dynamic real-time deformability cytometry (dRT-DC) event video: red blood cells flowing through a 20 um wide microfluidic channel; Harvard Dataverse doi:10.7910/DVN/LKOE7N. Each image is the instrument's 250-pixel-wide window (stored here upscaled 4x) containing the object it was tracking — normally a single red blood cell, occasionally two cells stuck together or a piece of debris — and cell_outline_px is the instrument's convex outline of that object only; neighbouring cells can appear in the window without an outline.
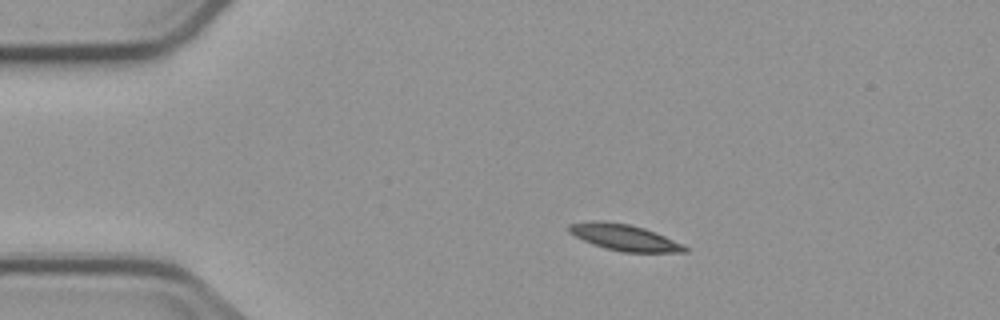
{"species": "common noctule bat (a hibernating species)", "species_latin": "Nyctalus noctula", "temperature_condition": "cold", "stored_images_in_passage": 6, "camera_frame_rate_fps": 3000, "um_per_image_px": 0.085, "animal": {"sex": "male", "body_mass_g": 23.1, "forearm_length_mm": 52.7}, "frame": {"image": 1, "passage_image": 2, "time_ms": 1.0, "image_size_px": [1000, 320], "cell_outline_px": [[688, 252], [620, 252], [604, 248], [592, 244], [568, 232], [568, 224], [628, 224], [644, 228], [684, 244], [688, 248]], "centroid_in_image_um": [53.18, 20.26], "position_along_channel_um": 31.8, "area_um2": 16.76}}
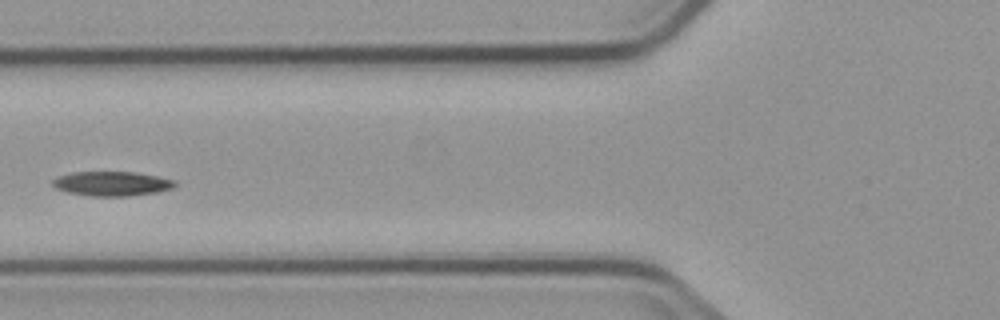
{"frame": {"image": 2, "passage_image": 5, "time_ms": 4.667, "image_size_px": [1000, 320], "cell_outline_px": [[176, 184], [172, 188], [156, 192], [128, 196], [92, 196], [68, 192], [56, 188], [52, 184], [52, 180], [60, 176], [72, 172], [132, 172], [156, 176], [176, 180]], "centroid_in_image_um": [9.51, 15.61], "position_along_channel_um": 116.3, "area_um2": 17.22}}
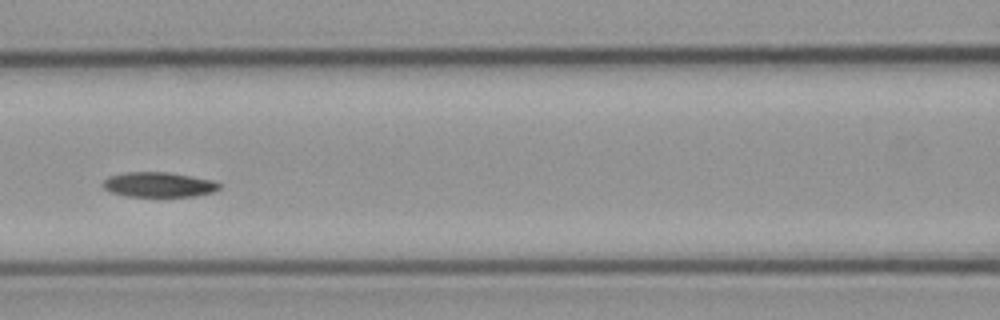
{"frame": {"image": 3, "passage_image": 6, "time_ms": 5.667, "image_size_px": [1000, 320], "cell_outline_px": [[220, 188], [212, 192], [196, 196], [128, 196], [108, 192], [100, 184], [108, 176], [124, 172], [168, 172], [192, 176], [212, 180], [220, 184]], "centroid_in_image_um": [13.44, 15.69], "position_along_channel_um": 153.2, "area_um2": 16.99}}